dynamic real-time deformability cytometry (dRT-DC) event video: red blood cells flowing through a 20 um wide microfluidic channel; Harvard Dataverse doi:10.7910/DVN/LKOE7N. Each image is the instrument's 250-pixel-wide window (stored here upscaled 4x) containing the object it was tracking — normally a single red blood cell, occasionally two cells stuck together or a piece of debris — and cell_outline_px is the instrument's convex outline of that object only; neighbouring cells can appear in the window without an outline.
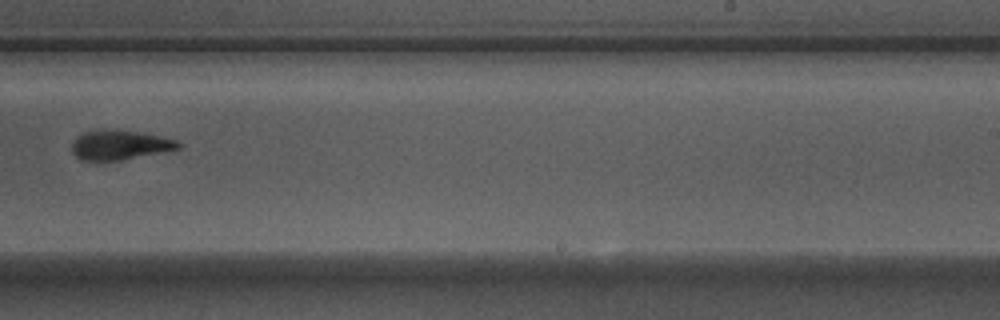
{"species": "Egyptian fruit bat (a non-hibernating species)", "species_latin": "Rousettus aegyptiacus", "temperature_condition": "warm", "stored_images_in_passage": 10, "camera_frame_rate_fps": 3000, "um_per_image_px": 0.085, "animal": {"sex": "male"}, "frame": {"image": 1, "passage_image": 9, "time_ms": 2.667, "image_size_px": [1000, 320], "cell_outline_px": [[180, 148], [120, 160], [80, 160], [72, 152], [72, 140], [76, 136], [84, 132], [96, 128], [136, 132], [176, 140], [180, 144]], "centroid_in_image_um": [10.07, 12.31], "position_along_channel_um": 278.9, "area_um2": 18.03}}
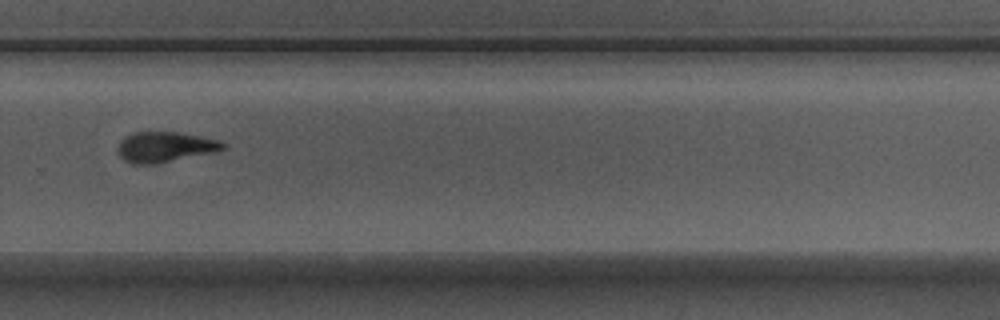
{"frame": {"image": 2, "passage_image": 10, "time_ms": 3.0, "image_size_px": [1000, 320], "cell_outline_px": [[228, 144], [224, 148], [216, 152], [156, 164], [132, 164], [124, 160], [120, 156], [120, 140], [124, 136], [132, 132], [176, 132], [200, 136], [216, 140]], "centroid_in_image_um": [14.03, 12.49], "position_along_channel_um": 315.8, "area_um2": 18.55}}